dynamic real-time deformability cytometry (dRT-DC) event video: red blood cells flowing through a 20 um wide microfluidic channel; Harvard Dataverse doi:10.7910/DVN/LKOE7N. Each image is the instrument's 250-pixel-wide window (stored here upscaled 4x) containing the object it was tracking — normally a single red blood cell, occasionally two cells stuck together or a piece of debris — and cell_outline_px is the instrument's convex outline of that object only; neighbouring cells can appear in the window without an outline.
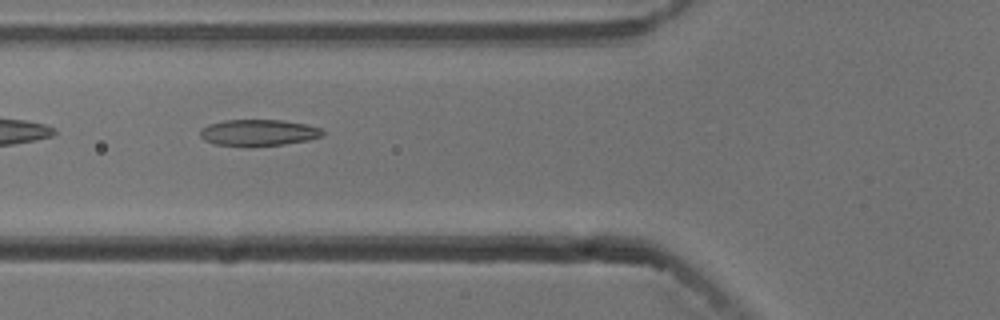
{"species": "common noctule bat (a hibernating species)", "species_latin": "Nyctalus noctula", "temperature_condition": "cold", "stored_images_in_passage": 23, "camera_frame_rate_fps": 3000, "um_per_image_px": 0.085, "animal": {"sex": "male", "body_mass_g": 13.3}, "frame": {"image": 1, "passage_image": 4, "time_ms": 1.0, "image_size_px": [1000, 320], "cell_outline_px": [[324, 132], [320, 136], [308, 140], [284, 144], [216, 144], [204, 140], [200, 136], [200, 128], [208, 124], [224, 120], [284, 120], [304, 124], [320, 128]], "centroid_in_image_um": [21.94, 11.23], "position_along_channel_um": 103.9, "area_um2": 18.15}}
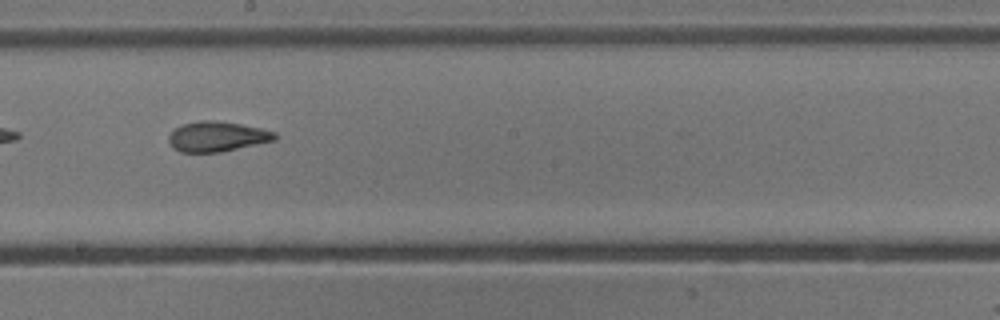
{"frame": {"image": 2, "passage_image": 14, "time_ms": 4.333, "image_size_px": [1000, 320], "cell_outline_px": [[276, 140], [220, 152], [180, 152], [172, 148], [168, 140], [168, 136], [176, 128], [184, 124], [200, 120], [216, 120], [240, 124], [260, 128], [276, 132]], "centroid_in_image_um": [18.44, 11.61], "position_along_channel_um": 229.8, "area_um2": 18.55}}
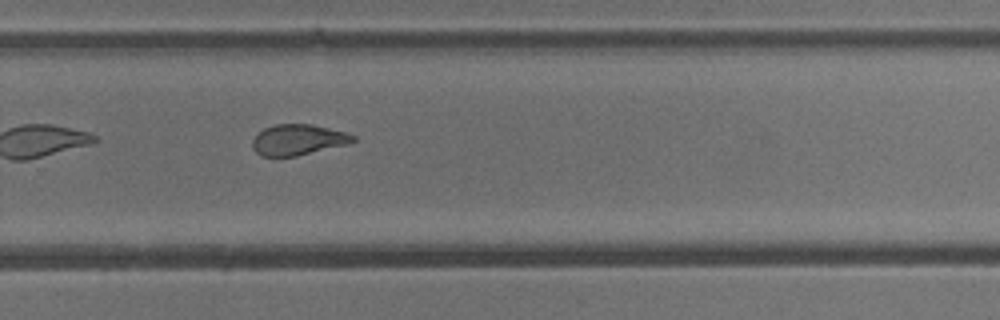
{"frame": {"image": 3, "passage_image": 20, "time_ms": 6.333, "image_size_px": [1000, 320], "cell_outline_px": [[356, 140], [352, 144], [296, 156], [260, 156], [252, 148], [252, 140], [256, 132], [264, 128], [276, 124], [312, 124], [348, 132], [356, 136]], "centroid_in_image_um": [25.37, 11.88], "position_along_channel_um": 304.4, "area_um2": 18.5}}